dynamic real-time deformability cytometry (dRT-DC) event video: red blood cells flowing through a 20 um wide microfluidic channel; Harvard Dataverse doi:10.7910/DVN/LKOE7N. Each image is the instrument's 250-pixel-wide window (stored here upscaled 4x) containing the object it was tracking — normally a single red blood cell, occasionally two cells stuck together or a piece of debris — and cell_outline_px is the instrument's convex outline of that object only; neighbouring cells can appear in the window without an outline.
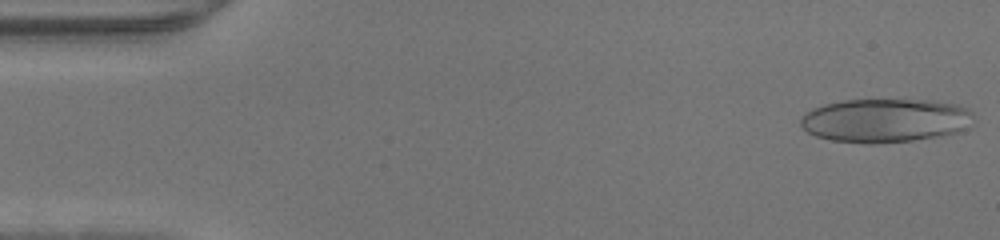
{"species": "human", "species_latin": "Homo sapiens", "temperature_condition": "warm", "stored_images_in_passage": 46, "camera_frame_rate_fps": 3000, "um_per_image_px": 0.085, "donor": {"sex": "male"}, "frame": {"image": 1, "passage_image": 1, "time_ms": 0.0, "image_size_px": [1000, 240], "cell_outline_px": [[972, 128], [940, 136], [912, 140], [876, 144], [872, 144], [832, 140], [816, 136], [808, 132], [800, 124], [800, 120], [812, 108], [824, 104], [844, 100], [932, 100], [956, 104], [968, 108], [972, 112]], "centroid_in_image_um": [75.3, 10.24], "position_along_channel_um": 9.7, "area_um2": 44.22}}
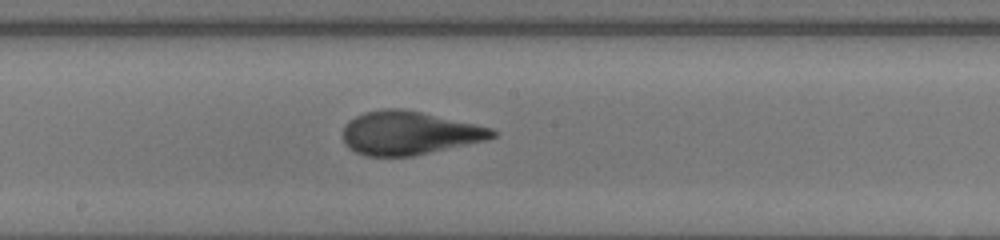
{"frame": {"image": 2, "passage_image": 24, "time_ms": 7.667, "image_size_px": [1000, 240], "cell_outline_px": [[496, 136], [484, 140], [412, 156], [364, 156], [348, 148], [344, 144], [344, 124], [348, 120], [364, 112], [384, 108], [400, 108], [420, 112], [476, 124], [492, 128], [496, 132]], "centroid_in_image_um": [34.72, 11.3], "position_along_channel_um": 213.5, "area_um2": 37.57}}
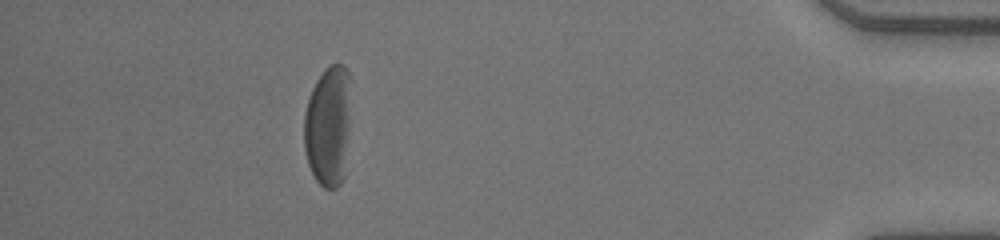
{"frame": {"image": 3, "passage_image": 41, "time_ms": 13.333, "image_size_px": [1000, 240], "cell_outline_px": [[348, 124], [344, 180], [336, 188], [324, 188], [316, 180], [308, 164], [304, 148], [304, 116], [308, 100], [312, 88], [316, 80], [332, 64], [344, 64], [348, 72]], "centroid_in_image_um": [27.86, 10.76], "position_along_channel_um": 407.3, "area_um2": 32.31}}